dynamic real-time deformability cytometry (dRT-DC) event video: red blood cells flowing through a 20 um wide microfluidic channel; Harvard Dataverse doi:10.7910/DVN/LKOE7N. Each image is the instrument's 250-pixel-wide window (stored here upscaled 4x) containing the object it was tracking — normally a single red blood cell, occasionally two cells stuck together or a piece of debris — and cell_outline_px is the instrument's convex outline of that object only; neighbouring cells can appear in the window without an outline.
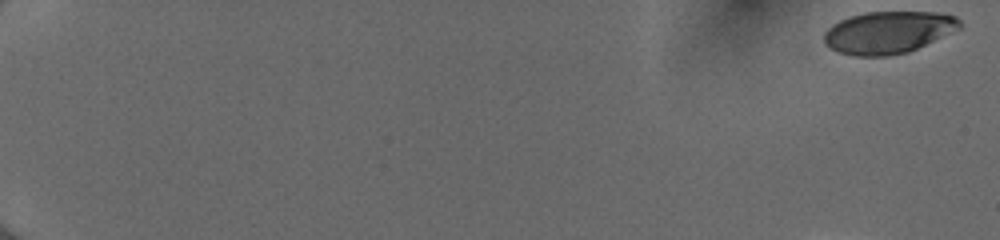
{"species": "human", "species_latin": "Homo sapiens", "temperature_condition": "cold", "stored_images_in_passage": 50, "camera_frame_rate_fps": 3000, "um_per_image_px": 0.085, "donor": {"sex": "female"}, "frame": {"image": 1, "passage_image": 1, "time_ms": 0.0, "image_size_px": [1000, 240], "cell_outline_px": [[960, 28], [908, 52], [888, 56], [852, 56], [840, 52], [824, 44], [824, 32], [832, 24], [840, 20], [864, 12], [936, 12], [956, 16], [960, 20]], "centroid_in_image_um": [75.47, 2.75], "position_along_channel_um": 9.5, "area_um2": 33.18}}